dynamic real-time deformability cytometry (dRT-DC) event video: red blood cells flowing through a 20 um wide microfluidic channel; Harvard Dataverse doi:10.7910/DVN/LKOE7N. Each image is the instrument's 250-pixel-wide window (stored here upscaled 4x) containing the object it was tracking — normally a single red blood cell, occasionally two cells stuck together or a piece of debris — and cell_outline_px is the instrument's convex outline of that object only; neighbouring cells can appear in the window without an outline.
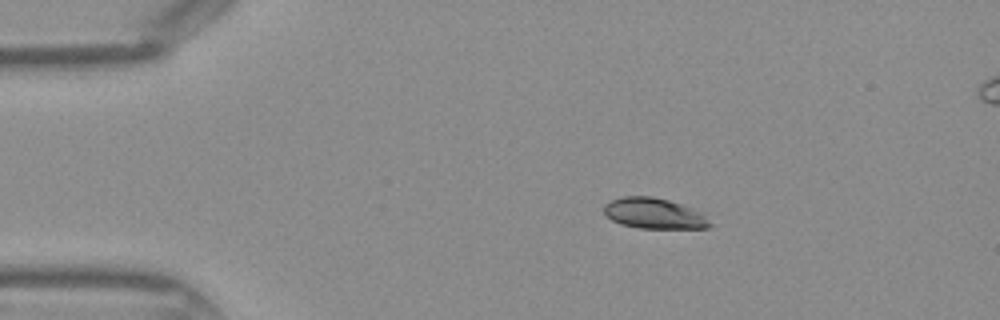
{"species": "Egyptian fruit bat (a non-hibernating species)", "species_latin": "Rousettus aegyptiacus", "temperature_condition": "warm", "stored_images_in_passage": 38, "segment_of_instrument_passage": [1, 2], "camera_frame_rate_fps": 3000, "um_per_image_px": 0.085, "frame": {"image": 1, "passage_image": 1, "time_ms": 0.0, "image_size_px": [1000, 320], "cell_outline_px": [[712, 224], [708, 228], [640, 228], [620, 224], [604, 216], [604, 204], [620, 196], [652, 196], [668, 200], [692, 208], [700, 212]], "centroid_in_image_um": [55.55, 18.14], "position_along_channel_um": 29.5, "area_um2": 18.9}}
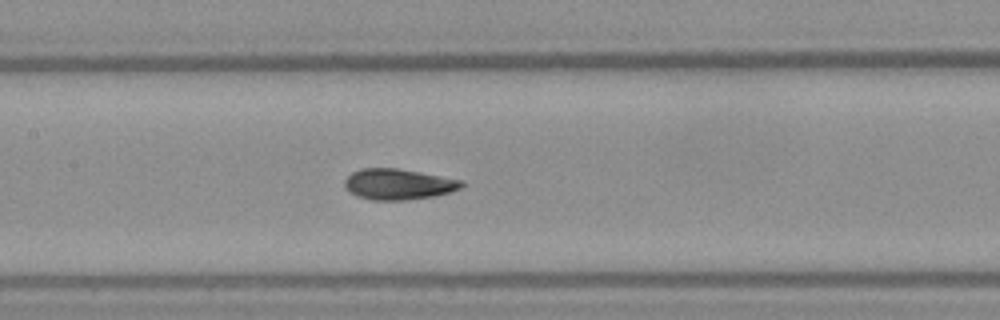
{"frame": {"image": 2, "passage_image": 14, "time_ms": 4.333, "image_size_px": [1000, 320], "cell_outline_px": [[464, 184], [460, 188], [452, 192], [436, 196], [404, 200], [372, 200], [356, 196], [344, 184], [344, 180], [352, 172], [364, 168], [396, 168], [420, 172], [464, 180]], "centroid_in_image_um": [33.9, 15.66], "position_along_channel_um": 173.5, "area_um2": 20.98}}
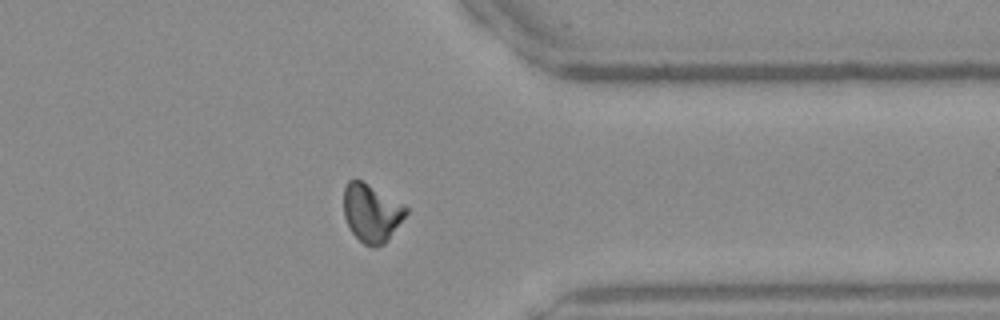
{"frame": {"image": 3, "passage_image": 28, "time_ms": 9.0, "image_size_px": [1000, 320], "cell_outline_px": [[408, 212], [384, 244], [376, 248], [372, 248], [364, 244], [352, 232], [344, 216], [344, 188], [348, 180], [360, 180], [368, 184], [404, 204], [408, 208]], "centroid_in_image_um": [31.58, 18.11], "position_along_channel_um": 379.8, "area_um2": 20.87}}